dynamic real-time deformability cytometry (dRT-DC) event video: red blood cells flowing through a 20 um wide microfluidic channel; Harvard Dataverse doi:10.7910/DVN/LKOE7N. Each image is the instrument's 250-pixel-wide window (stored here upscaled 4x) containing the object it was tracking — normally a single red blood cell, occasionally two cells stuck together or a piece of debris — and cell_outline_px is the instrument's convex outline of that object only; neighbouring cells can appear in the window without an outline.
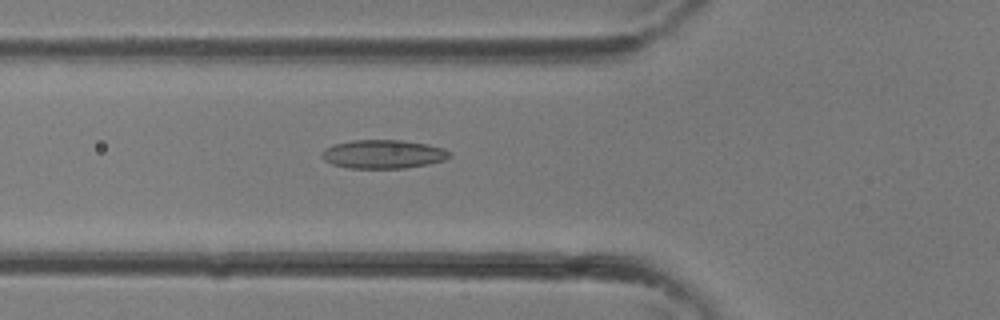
{"species": "common noctule bat (a hibernating species)", "species_latin": "Nyctalus noctula", "temperature_condition": "room temperature", "stored_images_in_passage": 34, "camera_frame_rate_fps": 3000, "um_per_image_px": 0.085, "animal": {"sex": "female"}, "frame": {"image": 1, "passage_image": 12, "time_ms": 3.667, "image_size_px": [1000, 320], "cell_outline_px": [[452, 156], [444, 160], [428, 164], [404, 168], [348, 168], [332, 164], [324, 160], [320, 156], [320, 152], [324, 148], [332, 144], [352, 140], [400, 140], [428, 144], [440, 148], [448, 152]], "centroid_in_image_um": [32.5, 13.1], "position_along_channel_um": 93.3, "area_um2": 21.39}}
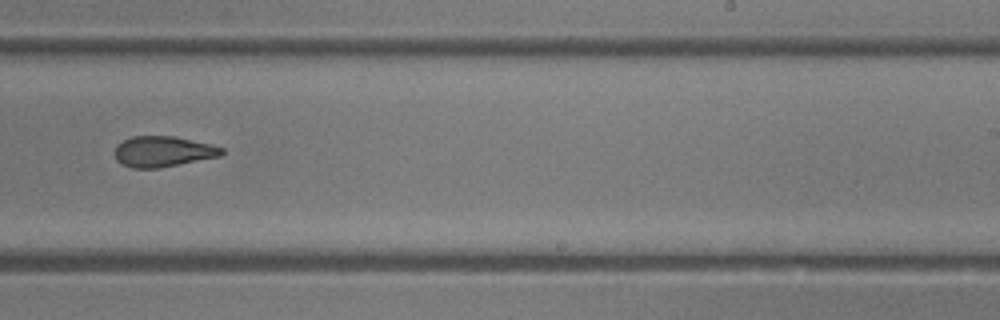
{"frame": {"image": 2, "passage_image": 21, "time_ms": 6.667, "image_size_px": [1000, 320], "cell_outline_px": [[224, 152], [220, 156], [160, 168], [132, 168], [120, 164], [116, 160], [116, 144], [132, 136], [172, 136], [212, 144], [224, 148]], "centroid_in_image_um": [13.85, 12.88], "position_along_channel_um": 275.1, "area_um2": 19.13}}
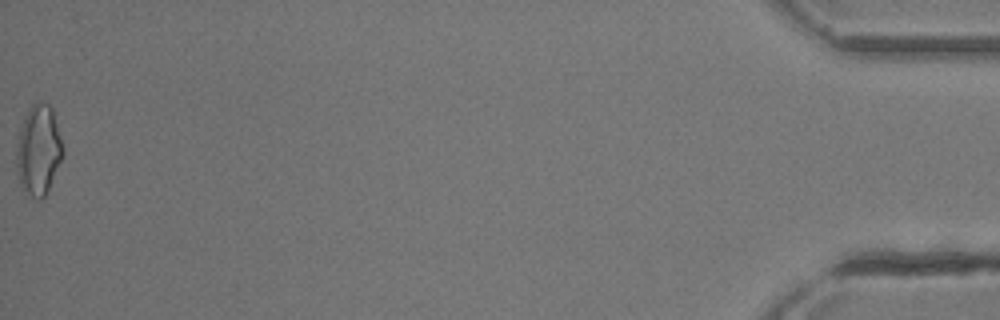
{"frame": {"image": 3, "passage_image": 34, "time_ms": 11.0, "image_size_px": [1000, 320], "cell_outline_px": [[64, 156], [44, 196], [40, 200], [36, 200], [20, 184], [16, 164], [16, 152], [20, 128], [24, 116], [28, 108], [32, 104], [40, 100], [48, 104], [52, 108], [64, 148]], "centroid_in_image_um": [3.28, 12.71], "position_along_channel_um": 431.9, "area_um2": 24.33}}